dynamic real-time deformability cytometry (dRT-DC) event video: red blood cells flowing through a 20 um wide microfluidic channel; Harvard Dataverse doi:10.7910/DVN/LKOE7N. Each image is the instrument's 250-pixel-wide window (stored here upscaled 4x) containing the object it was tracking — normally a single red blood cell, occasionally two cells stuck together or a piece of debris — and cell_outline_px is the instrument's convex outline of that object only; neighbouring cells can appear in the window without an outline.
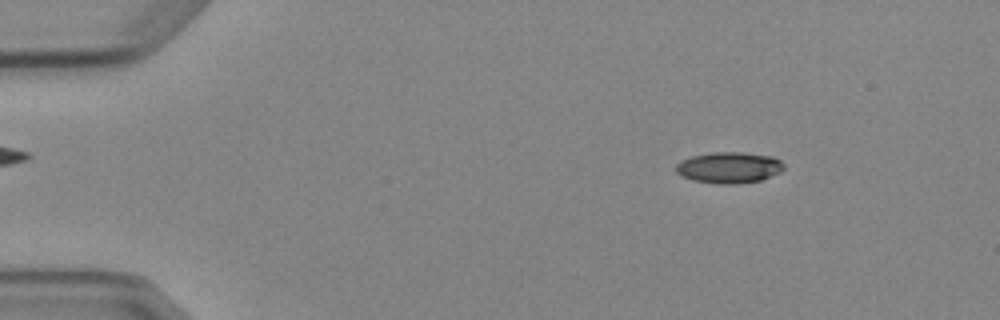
{"species": "Egyptian fruit bat (a non-hibernating species)", "species_latin": "Rousettus aegyptiacus", "temperature_condition": "cold", "stored_images_in_passage": 6, "camera_frame_rate_fps": 3000, "um_per_image_px": 0.085, "animal": {"sex": "female"}, "frame": {"image": 1, "passage_image": 2, "time_ms": 1.333, "image_size_px": [1000, 320], "cell_outline_px": [[784, 168], [780, 172], [760, 180], [736, 184], [716, 184], [692, 180], [676, 172], [676, 164], [692, 156], [712, 152], [740, 152], [772, 156], [780, 160], [784, 164]], "centroid_in_image_um": [61.98, 14.24], "position_along_channel_um": 23.0, "area_um2": 19.48}}
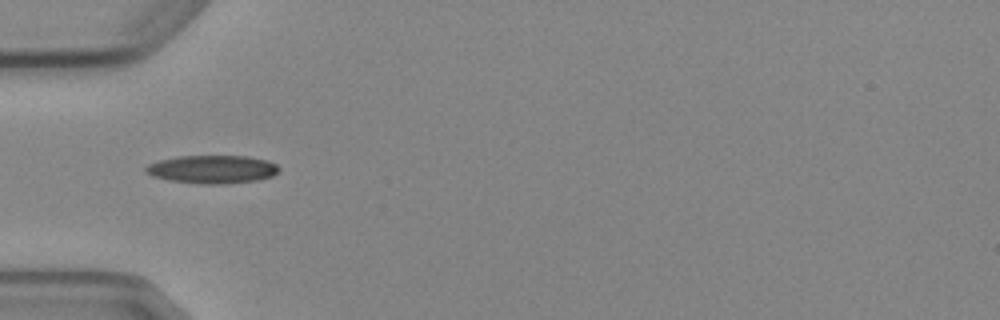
{"frame": {"image": 2, "passage_image": 5, "time_ms": 4.667, "image_size_px": [1000, 320], "cell_outline_px": [[280, 168], [272, 176], [256, 180], [220, 184], [204, 184], [168, 180], [152, 176], [144, 172], [144, 168], [148, 164], [160, 160], [176, 156], [248, 156], [268, 160], [276, 164]], "centroid_in_image_um": [18.01, 14.38], "position_along_channel_um": 67.0, "area_um2": 21.85}}
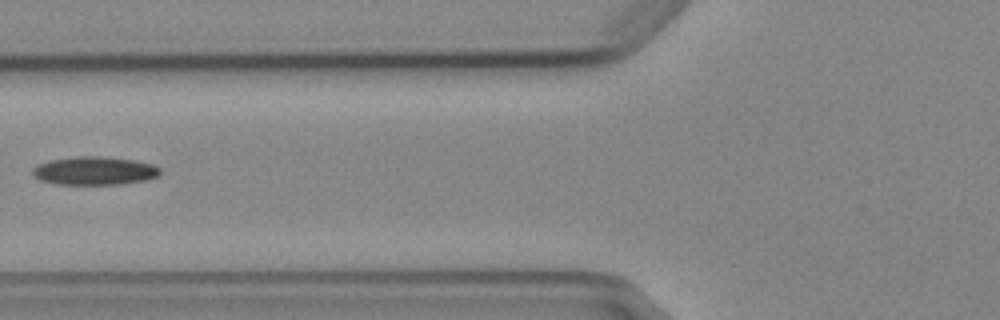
{"frame": {"image": 3, "passage_image": 6, "time_ms": 6.0, "image_size_px": [1000, 320], "cell_outline_px": [[160, 176], [148, 180], [120, 184], [56, 184], [40, 180], [32, 172], [32, 168], [36, 164], [52, 160], [76, 156], [100, 156], [132, 160], [152, 164], [160, 168]], "centroid_in_image_um": [8.05, 14.52], "position_along_channel_um": 117.8, "area_um2": 21.04}}